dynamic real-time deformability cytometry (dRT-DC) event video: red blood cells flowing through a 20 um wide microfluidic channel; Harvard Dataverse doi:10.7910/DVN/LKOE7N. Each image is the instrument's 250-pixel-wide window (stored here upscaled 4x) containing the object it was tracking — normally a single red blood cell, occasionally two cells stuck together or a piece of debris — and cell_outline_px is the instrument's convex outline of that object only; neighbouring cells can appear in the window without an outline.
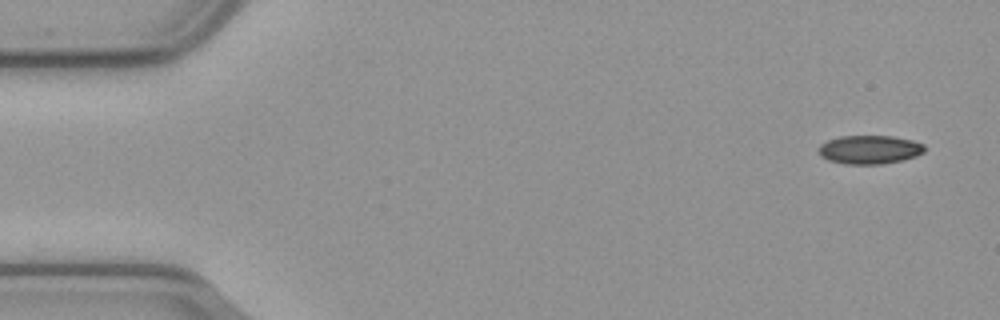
{"species": "common noctule bat (a hibernating species)", "species_latin": "Nyctalus noctula", "temperature_condition": "cold", "stored_images_in_passage": 55, "camera_frame_rate_fps": 3000, "um_per_image_px": 0.085, "animal": {"sex": "male", "body_mass_g": 23.1, "forearm_length_mm": 52.7}, "frame": {"image": 1, "passage_image": 1, "time_ms": 0.0, "image_size_px": [1000, 320], "cell_outline_px": [[924, 152], [916, 156], [904, 160], [880, 164], [844, 164], [828, 160], [820, 156], [816, 148], [820, 144], [828, 140], [840, 136], [892, 136], [912, 140], [924, 144]], "centroid_in_image_um": [73.88, 12.72], "position_along_channel_um": 11.1, "area_um2": 17.86}}
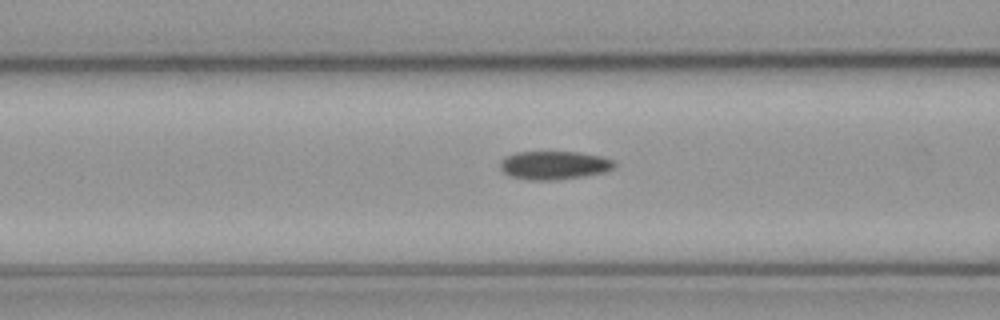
{"frame": {"image": 2, "passage_image": 20, "time_ms": 6.333, "image_size_px": [1000, 320], "cell_outline_px": [[616, 164], [612, 168], [604, 172], [584, 176], [556, 180], [528, 180], [512, 176], [504, 172], [500, 168], [500, 160], [504, 156], [516, 152], [576, 152], [600, 156], [612, 160]], "centroid_in_image_um": [47.06, 14.04], "position_along_channel_um": 119.5, "area_um2": 18.84}}
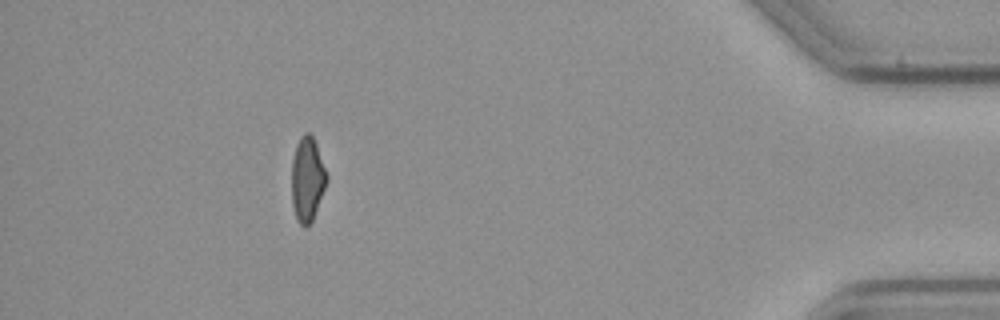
{"frame": {"image": 3, "passage_image": 49, "time_ms": 16.0, "image_size_px": [1000, 320], "cell_outline_px": [[328, 180], [312, 220], [304, 228], [296, 220], [292, 204], [292, 160], [296, 144], [300, 136], [304, 132], [308, 132], [312, 136], [316, 144], [328, 176]], "centroid_in_image_um": [26.11, 15.22], "position_along_channel_um": 409.1, "area_um2": 17.22}, "authors_computed_cell_mechanics": {"area_um2": 18.3804, "velocity_mm_per_s": 3.6256, "shape_relaxation_time_tau1_ms": null, "shape_relaxation_time_tau2_ms": 6.0845, "deformation_change_tau1": null, "deformation_change_tau2": 0.1065}}